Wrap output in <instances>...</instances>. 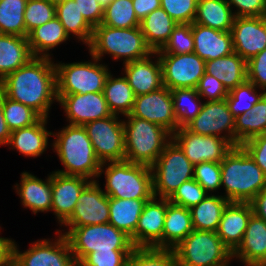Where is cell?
<instances>
[{"mask_svg":"<svg viewBox=\"0 0 266 266\" xmlns=\"http://www.w3.org/2000/svg\"><path fill=\"white\" fill-rule=\"evenodd\" d=\"M47 57H33L0 81L5 96L36 111L42 118H49V110L58 102L56 68Z\"/></svg>","mask_w":266,"mask_h":266,"instance_id":"1","label":"cell"},{"mask_svg":"<svg viewBox=\"0 0 266 266\" xmlns=\"http://www.w3.org/2000/svg\"><path fill=\"white\" fill-rule=\"evenodd\" d=\"M56 137L52 150L57 153L64 170H55L62 175L81 176L96 181L102 163L96 157L90 138L84 126L66 125L59 132L52 133Z\"/></svg>","mask_w":266,"mask_h":266,"instance_id":"2","label":"cell"},{"mask_svg":"<svg viewBox=\"0 0 266 266\" xmlns=\"http://www.w3.org/2000/svg\"><path fill=\"white\" fill-rule=\"evenodd\" d=\"M220 167L222 196L229 202L249 203L266 188V175L241 145L232 148Z\"/></svg>","mask_w":266,"mask_h":266,"instance_id":"3","label":"cell"},{"mask_svg":"<svg viewBox=\"0 0 266 266\" xmlns=\"http://www.w3.org/2000/svg\"><path fill=\"white\" fill-rule=\"evenodd\" d=\"M106 168H105V167ZM105 174L104 193L120 199H152L153 175L151 167L127 160L108 161L101 165L98 178Z\"/></svg>","mask_w":266,"mask_h":266,"instance_id":"4","label":"cell"},{"mask_svg":"<svg viewBox=\"0 0 266 266\" xmlns=\"http://www.w3.org/2000/svg\"><path fill=\"white\" fill-rule=\"evenodd\" d=\"M87 47L90 56L100 61L105 54H109L116 61L123 59V64L153 52L146 44L140 27L113 28L102 24L94 27L92 40Z\"/></svg>","mask_w":266,"mask_h":266,"instance_id":"5","label":"cell"},{"mask_svg":"<svg viewBox=\"0 0 266 266\" xmlns=\"http://www.w3.org/2000/svg\"><path fill=\"white\" fill-rule=\"evenodd\" d=\"M124 117L125 160L151 167L172 140V134L147 120Z\"/></svg>","mask_w":266,"mask_h":266,"instance_id":"6","label":"cell"},{"mask_svg":"<svg viewBox=\"0 0 266 266\" xmlns=\"http://www.w3.org/2000/svg\"><path fill=\"white\" fill-rule=\"evenodd\" d=\"M66 230L62 231L77 264L92 252L133 251L135 248L130 236L110 223L67 227Z\"/></svg>","mask_w":266,"mask_h":266,"instance_id":"7","label":"cell"},{"mask_svg":"<svg viewBox=\"0 0 266 266\" xmlns=\"http://www.w3.org/2000/svg\"><path fill=\"white\" fill-rule=\"evenodd\" d=\"M173 251L178 266H226L232 251L214 231L193 230Z\"/></svg>","mask_w":266,"mask_h":266,"instance_id":"8","label":"cell"},{"mask_svg":"<svg viewBox=\"0 0 266 266\" xmlns=\"http://www.w3.org/2000/svg\"><path fill=\"white\" fill-rule=\"evenodd\" d=\"M91 60L73 63H54L56 68L57 95L103 92L108 65L91 56Z\"/></svg>","mask_w":266,"mask_h":266,"instance_id":"9","label":"cell"},{"mask_svg":"<svg viewBox=\"0 0 266 266\" xmlns=\"http://www.w3.org/2000/svg\"><path fill=\"white\" fill-rule=\"evenodd\" d=\"M154 197L169 199L185 181L193 179L194 164L172 139L151 166Z\"/></svg>","mask_w":266,"mask_h":266,"instance_id":"10","label":"cell"},{"mask_svg":"<svg viewBox=\"0 0 266 266\" xmlns=\"http://www.w3.org/2000/svg\"><path fill=\"white\" fill-rule=\"evenodd\" d=\"M83 126L101 163L125 160V130L120 115L113 114Z\"/></svg>","mask_w":266,"mask_h":266,"instance_id":"11","label":"cell"},{"mask_svg":"<svg viewBox=\"0 0 266 266\" xmlns=\"http://www.w3.org/2000/svg\"><path fill=\"white\" fill-rule=\"evenodd\" d=\"M56 235L55 241L38 239L24 252L14 241L13 260L18 266H78L66 236L61 230Z\"/></svg>","mask_w":266,"mask_h":266,"instance_id":"12","label":"cell"},{"mask_svg":"<svg viewBox=\"0 0 266 266\" xmlns=\"http://www.w3.org/2000/svg\"><path fill=\"white\" fill-rule=\"evenodd\" d=\"M162 67V82L169 90L197 88L205 74L206 62L194 52L187 54H157Z\"/></svg>","mask_w":266,"mask_h":266,"instance_id":"13","label":"cell"},{"mask_svg":"<svg viewBox=\"0 0 266 266\" xmlns=\"http://www.w3.org/2000/svg\"><path fill=\"white\" fill-rule=\"evenodd\" d=\"M172 139L180 146L192 164L221 161L234 147L228 140L219 136L201 135L178 128Z\"/></svg>","mask_w":266,"mask_h":266,"instance_id":"14","label":"cell"},{"mask_svg":"<svg viewBox=\"0 0 266 266\" xmlns=\"http://www.w3.org/2000/svg\"><path fill=\"white\" fill-rule=\"evenodd\" d=\"M125 116H133L155 123L171 134L178 129L173 98L170 90L164 85L150 93L135 96L131 112Z\"/></svg>","mask_w":266,"mask_h":266,"instance_id":"15","label":"cell"},{"mask_svg":"<svg viewBox=\"0 0 266 266\" xmlns=\"http://www.w3.org/2000/svg\"><path fill=\"white\" fill-rule=\"evenodd\" d=\"M185 128L204 136H219L235 147V117L230 112L226 99L205 101L200 113Z\"/></svg>","mask_w":266,"mask_h":266,"instance_id":"16","label":"cell"},{"mask_svg":"<svg viewBox=\"0 0 266 266\" xmlns=\"http://www.w3.org/2000/svg\"><path fill=\"white\" fill-rule=\"evenodd\" d=\"M98 182V180L91 181L83 189L72 215L61 227H82L109 223V197Z\"/></svg>","mask_w":266,"mask_h":266,"instance_id":"17","label":"cell"},{"mask_svg":"<svg viewBox=\"0 0 266 266\" xmlns=\"http://www.w3.org/2000/svg\"><path fill=\"white\" fill-rule=\"evenodd\" d=\"M57 98L70 125L83 126L87 122L113 115L103 92L57 95Z\"/></svg>","mask_w":266,"mask_h":266,"instance_id":"18","label":"cell"},{"mask_svg":"<svg viewBox=\"0 0 266 266\" xmlns=\"http://www.w3.org/2000/svg\"><path fill=\"white\" fill-rule=\"evenodd\" d=\"M166 211L167 199L153 197L145 203L138 226L130 237L135 247L162 248Z\"/></svg>","mask_w":266,"mask_h":266,"instance_id":"19","label":"cell"},{"mask_svg":"<svg viewBox=\"0 0 266 266\" xmlns=\"http://www.w3.org/2000/svg\"><path fill=\"white\" fill-rule=\"evenodd\" d=\"M91 181L81 176H67L52 171V207L61 226L73 213L83 189Z\"/></svg>","mask_w":266,"mask_h":266,"instance_id":"20","label":"cell"},{"mask_svg":"<svg viewBox=\"0 0 266 266\" xmlns=\"http://www.w3.org/2000/svg\"><path fill=\"white\" fill-rule=\"evenodd\" d=\"M234 52L245 61L266 49V29L260 17H235L231 28Z\"/></svg>","mask_w":266,"mask_h":266,"instance_id":"21","label":"cell"},{"mask_svg":"<svg viewBox=\"0 0 266 266\" xmlns=\"http://www.w3.org/2000/svg\"><path fill=\"white\" fill-rule=\"evenodd\" d=\"M154 56L156 58L155 61H153ZM123 66L124 77L127 79L135 96L150 93L163 86L161 62L156 51Z\"/></svg>","mask_w":266,"mask_h":266,"instance_id":"22","label":"cell"},{"mask_svg":"<svg viewBox=\"0 0 266 266\" xmlns=\"http://www.w3.org/2000/svg\"><path fill=\"white\" fill-rule=\"evenodd\" d=\"M245 266H266V221L252 214L241 243L232 252V259Z\"/></svg>","mask_w":266,"mask_h":266,"instance_id":"23","label":"cell"},{"mask_svg":"<svg viewBox=\"0 0 266 266\" xmlns=\"http://www.w3.org/2000/svg\"><path fill=\"white\" fill-rule=\"evenodd\" d=\"M194 39V53L205 62L228 56L234 52L232 35L230 31L191 24Z\"/></svg>","mask_w":266,"mask_h":266,"instance_id":"24","label":"cell"},{"mask_svg":"<svg viewBox=\"0 0 266 266\" xmlns=\"http://www.w3.org/2000/svg\"><path fill=\"white\" fill-rule=\"evenodd\" d=\"M20 183L14 185L22 205L33 214L50 212L52 207V172L45 181L29 172L21 173Z\"/></svg>","mask_w":266,"mask_h":266,"instance_id":"25","label":"cell"},{"mask_svg":"<svg viewBox=\"0 0 266 266\" xmlns=\"http://www.w3.org/2000/svg\"><path fill=\"white\" fill-rule=\"evenodd\" d=\"M252 214L250 203L229 202L223 210L216 233L232 252L241 243Z\"/></svg>","mask_w":266,"mask_h":266,"instance_id":"26","label":"cell"},{"mask_svg":"<svg viewBox=\"0 0 266 266\" xmlns=\"http://www.w3.org/2000/svg\"><path fill=\"white\" fill-rule=\"evenodd\" d=\"M47 123L48 118H41L32 126L12 131L7 145L25 157L41 156L49 146L48 138L53 133L47 130Z\"/></svg>","mask_w":266,"mask_h":266,"instance_id":"27","label":"cell"},{"mask_svg":"<svg viewBox=\"0 0 266 266\" xmlns=\"http://www.w3.org/2000/svg\"><path fill=\"white\" fill-rule=\"evenodd\" d=\"M33 57L28 38L0 34V81Z\"/></svg>","mask_w":266,"mask_h":266,"instance_id":"28","label":"cell"},{"mask_svg":"<svg viewBox=\"0 0 266 266\" xmlns=\"http://www.w3.org/2000/svg\"><path fill=\"white\" fill-rule=\"evenodd\" d=\"M205 73L214 76L230 91L247 81V61L236 52L206 61Z\"/></svg>","mask_w":266,"mask_h":266,"instance_id":"29","label":"cell"},{"mask_svg":"<svg viewBox=\"0 0 266 266\" xmlns=\"http://www.w3.org/2000/svg\"><path fill=\"white\" fill-rule=\"evenodd\" d=\"M194 230L190 210L167 199L162 248L173 249Z\"/></svg>","mask_w":266,"mask_h":266,"instance_id":"30","label":"cell"},{"mask_svg":"<svg viewBox=\"0 0 266 266\" xmlns=\"http://www.w3.org/2000/svg\"><path fill=\"white\" fill-rule=\"evenodd\" d=\"M28 43L34 57L51 58L49 51L70 39L63 25L55 16L52 20L36 27L28 34Z\"/></svg>","mask_w":266,"mask_h":266,"instance_id":"31","label":"cell"},{"mask_svg":"<svg viewBox=\"0 0 266 266\" xmlns=\"http://www.w3.org/2000/svg\"><path fill=\"white\" fill-rule=\"evenodd\" d=\"M149 200L109 197V223L131 237L138 226L143 207Z\"/></svg>","mask_w":266,"mask_h":266,"instance_id":"32","label":"cell"},{"mask_svg":"<svg viewBox=\"0 0 266 266\" xmlns=\"http://www.w3.org/2000/svg\"><path fill=\"white\" fill-rule=\"evenodd\" d=\"M178 23L175 22L162 7L149 13L140 21V30L146 44L152 51L160 50L169 40L172 30Z\"/></svg>","mask_w":266,"mask_h":266,"instance_id":"33","label":"cell"},{"mask_svg":"<svg viewBox=\"0 0 266 266\" xmlns=\"http://www.w3.org/2000/svg\"><path fill=\"white\" fill-rule=\"evenodd\" d=\"M234 18L227 0H198L193 23L220 31H231Z\"/></svg>","mask_w":266,"mask_h":266,"instance_id":"34","label":"cell"},{"mask_svg":"<svg viewBox=\"0 0 266 266\" xmlns=\"http://www.w3.org/2000/svg\"><path fill=\"white\" fill-rule=\"evenodd\" d=\"M228 203L229 201L222 195L208 194L205 199L190 208L194 230L216 232Z\"/></svg>","mask_w":266,"mask_h":266,"instance_id":"35","label":"cell"},{"mask_svg":"<svg viewBox=\"0 0 266 266\" xmlns=\"http://www.w3.org/2000/svg\"><path fill=\"white\" fill-rule=\"evenodd\" d=\"M56 17L63 25L66 33L76 37L85 45H89L92 40L93 27L86 21L80 12L77 2L65 0L56 6Z\"/></svg>","mask_w":266,"mask_h":266,"instance_id":"36","label":"cell"},{"mask_svg":"<svg viewBox=\"0 0 266 266\" xmlns=\"http://www.w3.org/2000/svg\"><path fill=\"white\" fill-rule=\"evenodd\" d=\"M266 133V94L252 109L235 118V146Z\"/></svg>","mask_w":266,"mask_h":266,"instance_id":"37","label":"cell"},{"mask_svg":"<svg viewBox=\"0 0 266 266\" xmlns=\"http://www.w3.org/2000/svg\"><path fill=\"white\" fill-rule=\"evenodd\" d=\"M103 93L112 114L125 116L131 112L135 95L124 75L115 78L110 72Z\"/></svg>","mask_w":266,"mask_h":266,"instance_id":"38","label":"cell"},{"mask_svg":"<svg viewBox=\"0 0 266 266\" xmlns=\"http://www.w3.org/2000/svg\"><path fill=\"white\" fill-rule=\"evenodd\" d=\"M170 92L178 128L185 127L200 113L204 102L195 88H178Z\"/></svg>","mask_w":266,"mask_h":266,"instance_id":"39","label":"cell"},{"mask_svg":"<svg viewBox=\"0 0 266 266\" xmlns=\"http://www.w3.org/2000/svg\"><path fill=\"white\" fill-rule=\"evenodd\" d=\"M26 3L27 0H0V34L26 37Z\"/></svg>","mask_w":266,"mask_h":266,"instance_id":"40","label":"cell"},{"mask_svg":"<svg viewBox=\"0 0 266 266\" xmlns=\"http://www.w3.org/2000/svg\"><path fill=\"white\" fill-rule=\"evenodd\" d=\"M257 90V87L253 83L245 81L243 84L229 91L225 99L230 112L235 118L249 112L253 105L266 94L265 91L258 93Z\"/></svg>","mask_w":266,"mask_h":266,"instance_id":"41","label":"cell"},{"mask_svg":"<svg viewBox=\"0 0 266 266\" xmlns=\"http://www.w3.org/2000/svg\"><path fill=\"white\" fill-rule=\"evenodd\" d=\"M102 25L113 28L139 27L132 0H113L105 9Z\"/></svg>","mask_w":266,"mask_h":266,"instance_id":"42","label":"cell"},{"mask_svg":"<svg viewBox=\"0 0 266 266\" xmlns=\"http://www.w3.org/2000/svg\"><path fill=\"white\" fill-rule=\"evenodd\" d=\"M127 266H178L173 249L135 247L127 260Z\"/></svg>","mask_w":266,"mask_h":266,"instance_id":"43","label":"cell"},{"mask_svg":"<svg viewBox=\"0 0 266 266\" xmlns=\"http://www.w3.org/2000/svg\"><path fill=\"white\" fill-rule=\"evenodd\" d=\"M4 119L9 130L15 131L21 128L32 126L42 117L30 107L20 102L11 100L4 94L3 104Z\"/></svg>","mask_w":266,"mask_h":266,"instance_id":"44","label":"cell"},{"mask_svg":"<svg viewBox=\"0 0 266 266\" xmlns=\"http://www.w3.org/2000/svg\"><path fill=\"white\" fill-rule=\"evenodd\" d=\"M55 12L56 6L47 0H27L24 12L26 38L33 29L52 20Z\"/></svg>","mask_w":266,"mask_h":266,"instance_id":"45","label":"cell"},{"mask_svg":"<svg viewBox=\"0 0 266 266\" xmlns=\"http://www.w3.org/2000/svg\"><path fill=\"white\" fill-rule=\"evenodd\" d=\"M194 51V39L191 24H177L169 40L157 54H187Z\"/></svg>","mask_w":266,"mask_h":266,"instance_id":"46","label":"cell"},{"mask_svg":"<svg viewBox=\"0 0 266 266\" xmlns=\"http://www.w3.org/2000/svg\"><path fill=\"white\" fill-rule=\"evenodd\" d=\"M207 196L205 189L195 179H190L182 183L168 200L172 204L190 209Z\"/></svg>","mask_w":266,"mask_h":266,"instance_id":"47","label":"cell"},{"mask_svg":"<svg viewBox=\"0 0 266 266\" xmlns=\"http://www.w3.org/2000/svg\"><path fill=\"white\" fill-rule=\"evenodd\" d=\"M193 179H195L209 194L221 188L220 163L202 162L194 165Z\"/></svg>","mask_w":266,"mask_h":266,"instance_id":"48","label":"cell"},{"mask_svg":"<svg viewBox=\"0 0 266 266\" xmlns=\"http://www.w3.org/2000/svg\"><path fill=\"white\" fill-rule=\"evenodd\" d=\"M163 10L178 24H192L198 0H160Z\"/></svg>","mask_w":266,"mask_h":266,"instance_id":"49","label":"cell"},{"mask_svg":"<svg viewBox=\"0 0 266 266\" xmlns=\"http://www.w3.org/2000/svg\"><path fill=\"white\" fill-rule=\"evenodd\" d=\"M132 251L92 252L86 255L78 266H127L128 256Z\"/></svg>","mask_w":266,"mask_h":266,"instance_id":"50","label":"cell"},{"mask_svg":"<svg viewBox=\"0 0 266 266\" xmlns=\"http://www.w3.org/2000/svg\"><path fill=\"white\" fill-rule=\"evenodd\" d=\"M196 89L201 99L204 97L206 101H220L229 94L222 82L207 73L200 78Z\"/></svg>","mask_w":266,"mask_h":266,"instance_id":"51","label":"cell"},{"mask_svg":"<svg viewBox=\"0 0 266 266\" xmlns=\"http://www.w3.org/2000/svg\"><path fill=\"white\" fill-rule=\"evenodd\" d=\"M247 81L266 92V49L247 61Z\"/></svg>","mask_w":266,"mask_h":266,"instance_id":"52","label":"cell"},{"mask_svg":"<svg viewBox=\"0 0 266 266\" xmlns=\"http://www.w3.org/2000/svg\"><path fill=\"white\" fill-rule=\"evenodd\" d=\"M227 2L235 17H260L266 12L263 0H227Z\"/></svg>","mask_w":266,"mask_h":266,"instance_id":"53","label":"cell"},{"mask_svg":"<svg viewBox=\"0 0 266 266\" xmlns=\"http://www.w3.org/2000/svg\"><path fill=\"white\" fill-rule=\"evenodd\" d=\"M241 146L266 175V133L245 141Z\"/></svg>","mask_w":266,"mask_h":266,"instance_id":"54","label":"cell"},{"mask_svg":"<svg viewBox=\"0 0 266 266\" xmlns=\"http://www.w3.org/2000/svg\"><path fill=\"white\" fill-rule=\"evenodd\" d=\"M86 21L94 28L102 23L104 8L97 0H74Z\"/></svg>","mask_w":266,"mask_h":266,"instance_id":"55","label":"cell"},{"mask_svg":"<svg viewBox=\"0 0 266 266\" xmlns=\"http://www.w3.org/2000/svg\"><path fill=\"white\" fill-rule=\"evenodd\" d=\"M135 14L141 21L149 13L161 7L160 0H132Z\"/></svg>","mask_w":266,"mask_h":266,"instance_id":"56","label":"cell"},{"mask_svg":"<svg viewBox=\"0 0 266 266\" xmlns=\"http://www.w3.org/2000/svg\"><path fill=\"white\" fill-rule=\"evenodd\" d=\"M249 203L253 214L266 221V188L261 190Z\"/></svg>","mask_w":266,"mask_h":266,"instance_id":"57","label":"cell"},{"mask_svg":"<svg viewBox=\"0 0 266 266\" xmlns=\"http://www.w3.org/2000/svg\"><path fill=\"white\" fill-rule=\"evenodd\" d=\"M13 243L11 238L0 237V266H6L13 259Z\"/></svg>","mask_w":266,"mask_h":266,"instance_id":"58","label":"cell"},{"mask_svg":"<svg viewBox=\"0 0 266 266\" xmlns=\"http://www.w3.org/2000/svg\"><path fill=\"white\" fill-rule=\"evenodd\" d=\"M3 104L4 92L0 88V145H7L10 139L11 131L9 130L4 119Z\"/></svg>","mask_w":266,"mask_h":266,"instance_id":"59","label":"cell"},{"mask_svg":"<svg viewBox=\"0 0 266 266\" xmlns=\"http://www.w3.org/2000/svg\"><path fill=\"white\" fill-rule=\"evenodd\" d=\"M113 0H97V2L105 9Z\"/></svg>","mask_w":266,"mask_h":266,"instance_id":"60","label":"cell"},{"mask_svg":"<svg viewBox=\"0 0 266 266\" xmlns=\"http://www.w3.org/2000/svg\"><path fill=\"white\" fill-rule=\"evenodd\" d=\"M50 4L57 6L58 4L64 2L65 0H47Z\"/></svg>","mask_w":266,"mask_h":266,"instance_id":"61","label":"cell"},{"mask_svg":"<svg viewBox=\"0 0 266 266\" xmlns=\"http://www.w3.org/2000/svg\"><path fill=\"white\" fill-rule=\"evenodd\" d=\"M261 18H262V22L264 24V27L266 29V12L261 16Z\"/></svg>","mask_w":266,"mask_h":266,"instance_id":"62","label":"cell"},{"mask_svg":"<svg viewBox=\"0 0 266 266\" xmlns=\"http://www.w3.org/2000/svg\"><path fill=\"white\" fill-rule=\"evenodd\" d=\"M6 266H18L15 261L12 259Z\"/></svg>","mask_w":266,"mask_h":266,"instance_id":"63","label":"cell"}]
</instances>
